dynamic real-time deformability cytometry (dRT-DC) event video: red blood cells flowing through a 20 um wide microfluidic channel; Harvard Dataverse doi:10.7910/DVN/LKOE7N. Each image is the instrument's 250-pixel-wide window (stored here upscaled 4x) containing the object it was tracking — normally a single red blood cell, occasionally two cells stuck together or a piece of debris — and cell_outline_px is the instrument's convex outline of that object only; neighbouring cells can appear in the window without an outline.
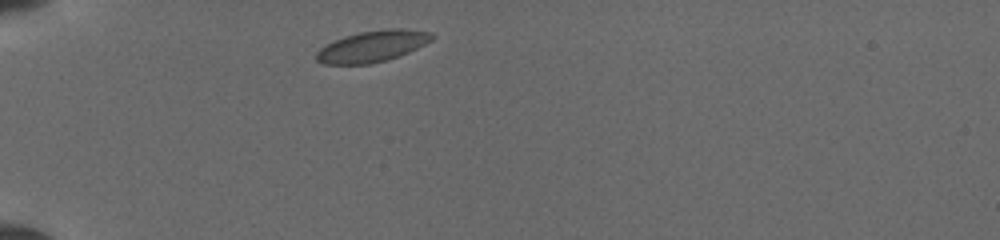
{"species": "common noctule bat (a hibernating species)", "species_latin": "Nyctalus noctula", "temperature_condition": "cold", "stored_images_in_passage": 5, "camera_frame_rate_fps": 3000, "um_per_image_px": 0.085, "animal": {"sex": "female", "body_mass_g": 19.5, "forearm_length_mm": 54.1}, "frame": {"image": 1, "passage_image": 1, "time_ms": 0.0, "image_size_px": [1000, 240], "cell_outline_px": [[436, 36], [432, 40], [408, 52], [384, 60], [368, 64], [324, 64], [316, 60], [316, 52], [320, 48], [344, 36], [360, 32], [388, 28], [400, 28], [428, 32]], "centroid_in_image_um": [31.64, 3.92], "position_along_channel_um": 53.4, "area_um2": 20.69}}
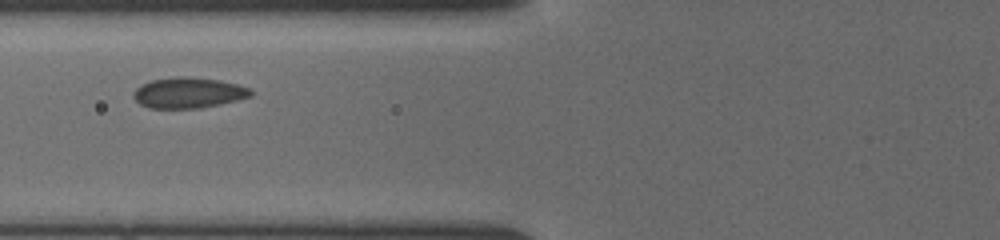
{"frame": {"image": 2, "passage_image": 4, "time_ms": 2.0, "image_size_px": [1000, 240], "cell_outline_px": [[252, 96], [220, 104], [200, 108], [148, 108], [140, 104], [132, 96], [136, 88], [152, 80], [176, 76], [184, 76], [220, 80], [236, 84], [248, 88], [252, 92]], "centroid_in_image_um": [16.0, 7.89], "position_along_channel_um": 109.8, "area_um2": 20.81}}